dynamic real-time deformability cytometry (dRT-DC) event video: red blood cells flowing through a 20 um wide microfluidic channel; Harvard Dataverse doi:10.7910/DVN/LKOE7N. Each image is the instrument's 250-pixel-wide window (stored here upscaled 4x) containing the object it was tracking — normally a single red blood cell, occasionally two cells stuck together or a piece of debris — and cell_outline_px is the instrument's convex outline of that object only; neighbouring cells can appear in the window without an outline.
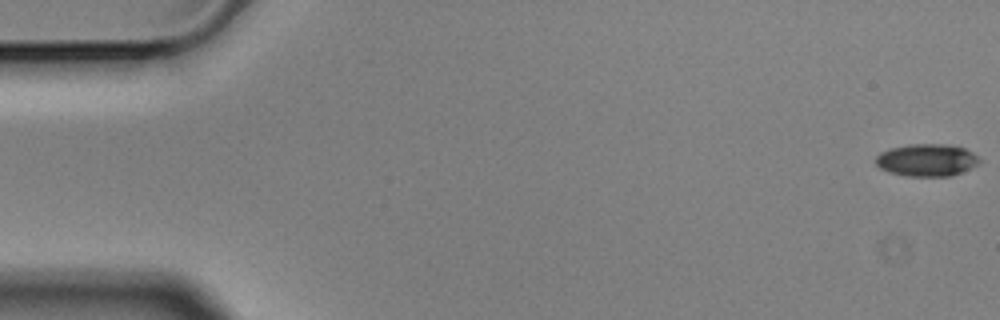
{"species": "Egyptian fruit bat (a non-hibernating species)", "species_latin": "Rousettus aegyptiacus", "temperature_condition": "cold", "stored_images_in_passage": 10, "camera_frame_rate_fps": 3000, "um_per_image_px": 0.085, "animal": {"sex": "male"}, "frame": {"image": 1, "passage_image": 1, "time_ms": 0.0, "image_size_px": [1000, 320], "cell_outline_px": [[980, 160], [976, 164], [952, 176], [908, 176], [888, 172], [880, 168], [876, 164], [876, 156], [880, 152], [892, 148], [908, 144], [948, 144], [964, 148], [972, 152]], "centroid_in_image_um": [78.73, 13.6], "position_along_channel_um": 6.3, "area_um2": 19.36}}
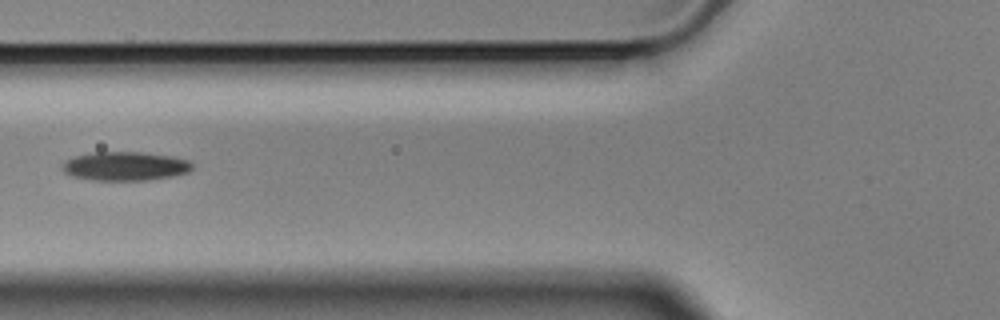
{"frame": {"image": 2, "passage_image": 6, "time_ms": 1.667, "image_size_px": [1000, 320], "cell_outline_px": [[192, 168], [188, 172], [172, 176], [148, 180], [92, 180], [72, 176], [64, 172], [60, 168], [68, 160], [76, 156], [92, 152], [140, 152], [172, 156], [188, 160], [192, 164]], "centroid_in_image_um": [10.64, 14.12], "position_along_channel_um": 115.2, "area_um2": 21.73}}
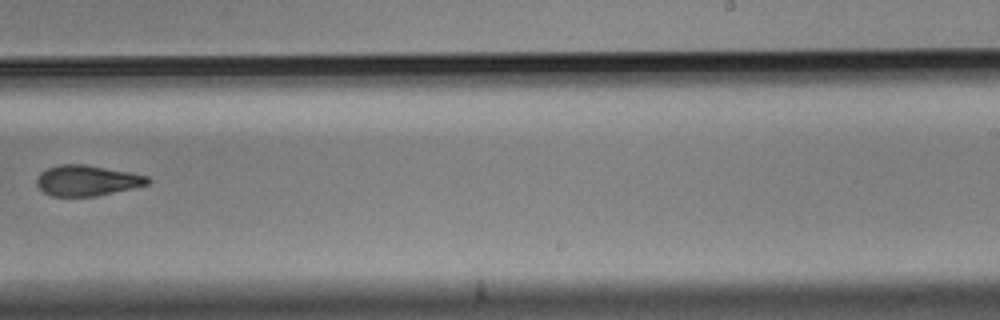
{"frame": {"image": 3, "passage_image": 10, "time_ms": 3.0, "image_size_px": [1000, 320], "cell_outline_px": [[152, 180], [148, 184], [132, 188], [96, 196], [52, 196], [44, 192], [36, 184], [36, 180], [40, 172], [48, 168], [60, 164], [84, 164], [128, 172], [148, 176]], "centroid_in_image_um": [7.38, 15.34], "position_along_channel_um": 281.6, "area_um2": 19.65}}